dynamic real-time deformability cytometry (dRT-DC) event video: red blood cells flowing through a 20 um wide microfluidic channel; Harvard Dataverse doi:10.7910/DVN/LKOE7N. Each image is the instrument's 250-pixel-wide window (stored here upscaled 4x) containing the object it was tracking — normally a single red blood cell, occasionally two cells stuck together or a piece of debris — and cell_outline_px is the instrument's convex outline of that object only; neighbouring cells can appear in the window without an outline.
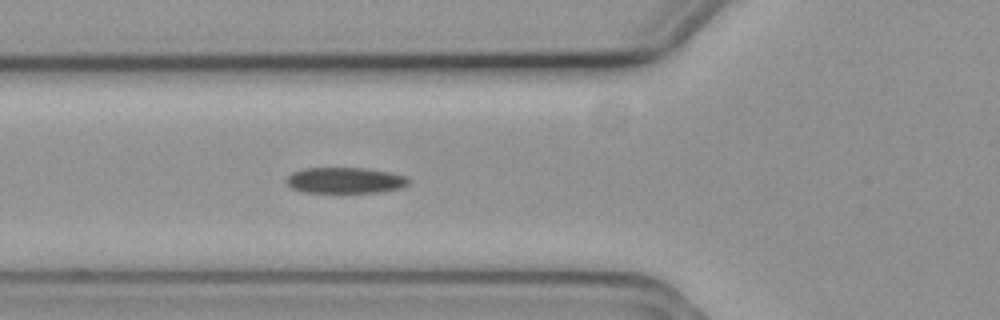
{"species": "common noctule bat (a hibernating species)", "species_latin": "Nyctalus noctula", "temperature_condition": "cold", "stored_images_in_passage": 5, "camera_frame_rate_fps": 3000, "um_per_image_px": 0.085, "animal": {"sex": "female", "body_mass_g": 19.3, "forearm_length_mm": 54.1}, "frame": {"image": 1, "passage_image": 5, "time_ms": 1.333, "image_size_px": [1000, 320], "cell_outline_px": [[412, 180], [404, 188], [380, 192], [304, 192], [292, 188], [284, 180], [292, 172], [304, 168], [368, 168], [392, 172], [408, 176]], "centroid_in_image_um": [29.41, 15.32], "position_along_channel_um": 96.4, "area_um2": 18.79}}